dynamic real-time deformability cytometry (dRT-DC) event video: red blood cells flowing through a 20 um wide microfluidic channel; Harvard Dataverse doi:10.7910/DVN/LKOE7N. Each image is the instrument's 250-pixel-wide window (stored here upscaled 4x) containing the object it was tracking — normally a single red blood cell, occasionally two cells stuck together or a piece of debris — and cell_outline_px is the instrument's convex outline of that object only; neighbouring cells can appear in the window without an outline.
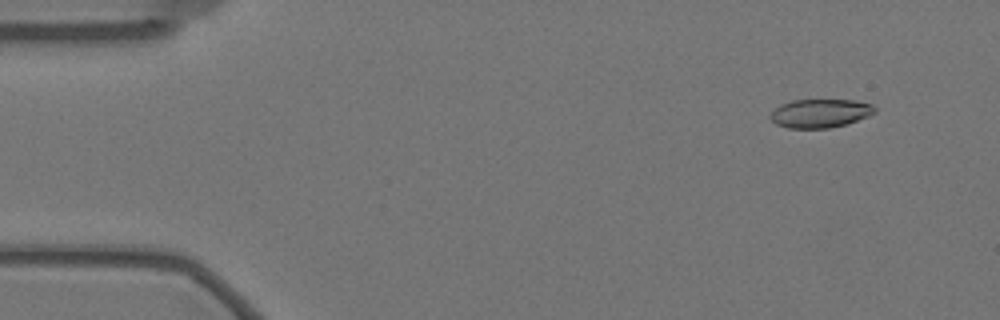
{"species": "Egyptian fruit bat (a non-hibernating species)", "species_latin": "Rousettus aegyptiacus", "temperature_condition": "warm", "stored_images_in_passage": 58, "camera_frame_rate_fps": 3000, "um_per_image_px": 0.085, "animal": {"sex": "female"}, "frame": {"image": 1, "passage_image": 5, "time_ms": 1.333, "image_size_px": [1000, 320], "cell_outline_px": [[876, 112], [868, 116], [848, 124], [828, 128], [788, 128], [776, 124], [768, 116], [780, 104], [792, 100], [856, 100], [872, 104], [876, 108]], "centroid_in_image_um": [69.73, 9.63], "position_along_channel_um": 15.3, "area_um2": 17.51}}
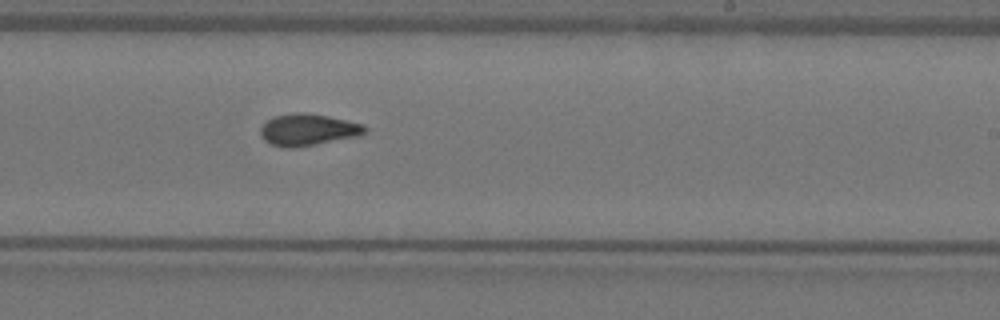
{"frame": {"image": 2, "passage_image": 35, "time_ms": 11.333, "image_size_px": [1000, 320], "cell_outline_px": [[368, 128], [360, 136], [316, 144], [292, 148], [280, 148], [264, 140], [260, 136], [260, 128], [272, 116], [292, 112], [308, 112], [328, 116], [364, 124]], "centroid_in_image_um": [26.16, 11.02], "position_along_channel_um": 262.8, "area_um2": 19.59}}
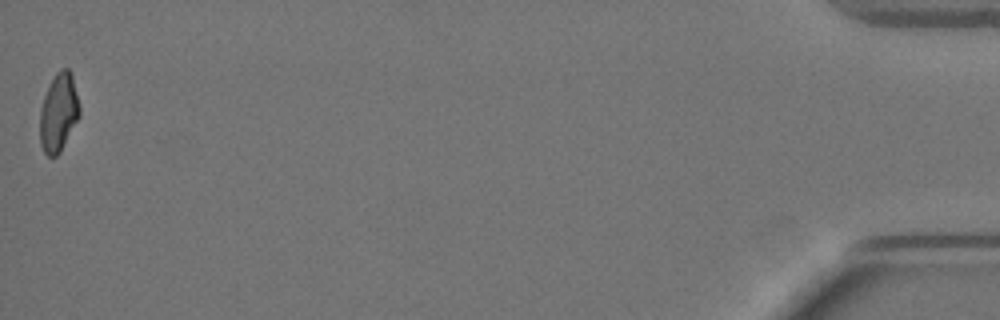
{"frame": {"image": 3, "passage_image": 58, "time_ms": 19.0, "image_size_px": [1000, 320], "cell_outline_px": [[80, 116], [60, 152], [56, 156], [48, 156], [44, 152], [40, 144], [40, 108], [44, 96], [56, 72], [60, 68], [68, 68], [72, 76], [80, 108]], "centroid_in_image_um": [4.98, 9.58], "position_along_channel_um": 430.2, "area_um2": 17.98}, "authors_computed_cell_mechanics": {"area_um2": 18.5538, "velocity_mm_per_s": 3.477, "shape_relaxation_time_tau1_ms": null, "shape_relaxation_time_tau2_ms": 2.1673, "deformation_change_tau1": null, "deformation_change_tau2": 0.0842}}